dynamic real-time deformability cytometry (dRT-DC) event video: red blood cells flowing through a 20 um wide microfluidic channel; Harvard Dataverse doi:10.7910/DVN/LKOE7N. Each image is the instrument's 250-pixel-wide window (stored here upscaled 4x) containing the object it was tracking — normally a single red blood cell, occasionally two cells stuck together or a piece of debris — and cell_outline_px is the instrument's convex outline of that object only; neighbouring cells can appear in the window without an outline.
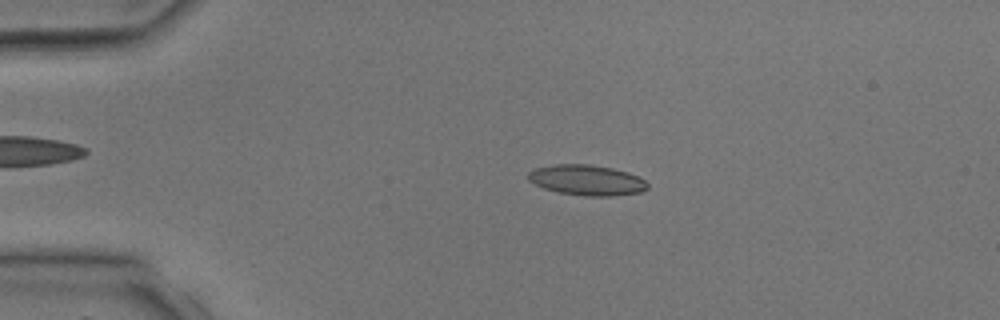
{"species": "common noctule bat (a hibernating species)", "species_latin": "Nyctalus noctula", "temperature_condition": "room temperature", "stored_images_in_passage": 3, "camera_frame_rate_fps": 3000, "um_per_image_px": 0.085, "animal": {"sex": "male", "body_mass_g": 17.9, "forearm_length_mm": 54.2}, "frame": {"image": 1, "passage_image": 3, "time_ms": 2.667, "image_size_px": [1000, 320], "cell_outline_px": [[648, 188], [640, 192], [612, 196], [584, 196], [556, 192], [544, 188], [528, 180], [528, 172], [532, 168], [552, 164], [588, 164], [612, 168], [628, 172], [640, 176], [648, 184]], "centroid_in_image_um": [49.86, 15.3], "position_along_channel_um": 35.1, "area_um2": 21.39}}